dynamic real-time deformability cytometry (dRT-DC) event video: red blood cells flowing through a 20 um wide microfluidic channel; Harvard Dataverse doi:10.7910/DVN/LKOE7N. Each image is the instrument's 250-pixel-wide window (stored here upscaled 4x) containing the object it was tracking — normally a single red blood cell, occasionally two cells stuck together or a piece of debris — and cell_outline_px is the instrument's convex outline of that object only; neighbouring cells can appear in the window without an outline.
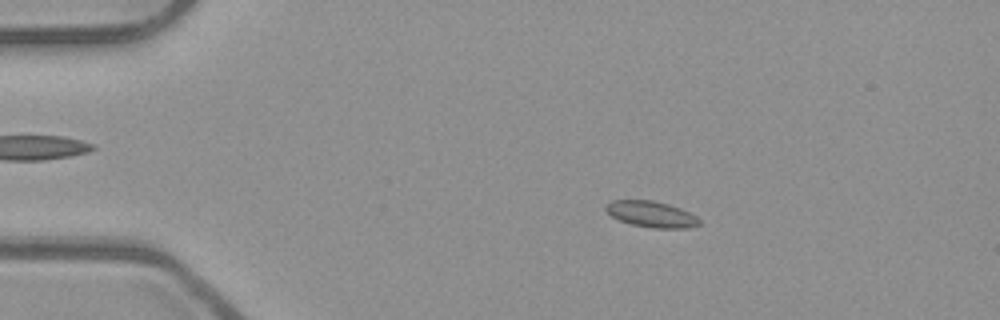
{"species": "common noctule bat (a hibernating species)", "species_latin": "Nyctalus noctula", "temperature_condition": "room temperature", "stored_images_in_passage": 53, "camera_frame_rate_fps": 3000, "um_per_image_px": 0.085, "animal": {"sex": "male", "body_mass_g": 23.1, "forearm_length_mm": 52.7}, "frame": {"image": 1, "passage_image": 10, "time_ms": 3.0, "image_size_px": [1000, 320], "cell_outline_px": [[700, 224], [688, 228], [652, 228], [632, 224], [620, 220], [612, 216], [604, 208], [604, 204], [612, 200], [652, 200], [668, 204], [680, 208], [696, 216], [700, 220]], "centroid_in_image_um": [55.35, 18.2], "position_along_channel_um": 29.7, "area_um2": 14.16}}
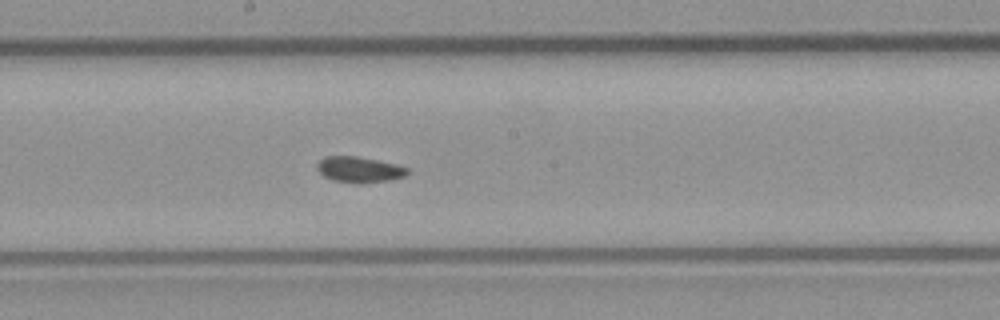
{"frame": {"image": 2, "passage_image": 29, "time_ms": 9.333, "image_size_px": [1000, 320], "cell_outline_px": [[408, 172], [404, 176], [388, 180], [360, 184], [332, 180], [324, 176], [316, 168], [316, 164], [324, 156], [356, 156], [396, 164], [408, 168]], "centroid_in_image_um": [30.5, 14.41], "position_along_channel_um": 217.7, "area_um2": 13.53}}
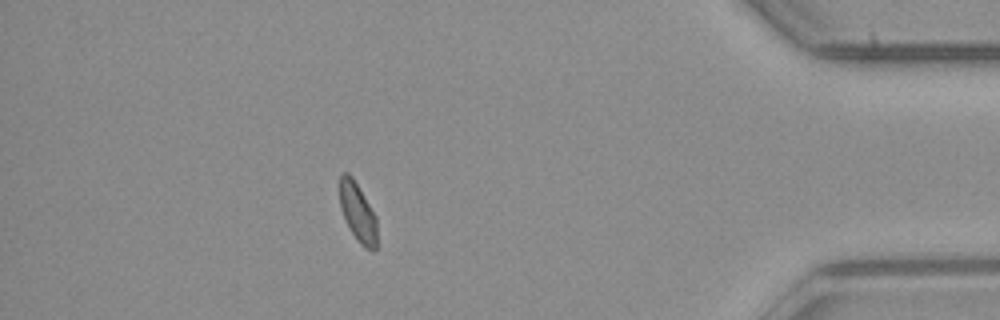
{"frame": {"image": 3, "passage_image": 47, "time_ms": 15.333, "image_size_px": [1000, 320], "cell_outline_px": [[376, 248], [372, 252], [364, 248], [356, 240], [340, 208], [340, 176], [344, 172], [348, 172], [352, 176], [376, 216]], "centroid_in_image_um": [30.41, 18.07], "position_along_channel_um": 404.8, "area_um2": 12.66}, "authors_computed_cell_mechanics": {"area_um2": 13.5252, "velocity_mm_per_s": 3.9151, "shape_relaxation_time_tau1_ms": 5.4663, "shape_relaxation_time_tau2_ms": null, "deformation_change_tau1": 0.0736, "deformation_change_tau2": null}}